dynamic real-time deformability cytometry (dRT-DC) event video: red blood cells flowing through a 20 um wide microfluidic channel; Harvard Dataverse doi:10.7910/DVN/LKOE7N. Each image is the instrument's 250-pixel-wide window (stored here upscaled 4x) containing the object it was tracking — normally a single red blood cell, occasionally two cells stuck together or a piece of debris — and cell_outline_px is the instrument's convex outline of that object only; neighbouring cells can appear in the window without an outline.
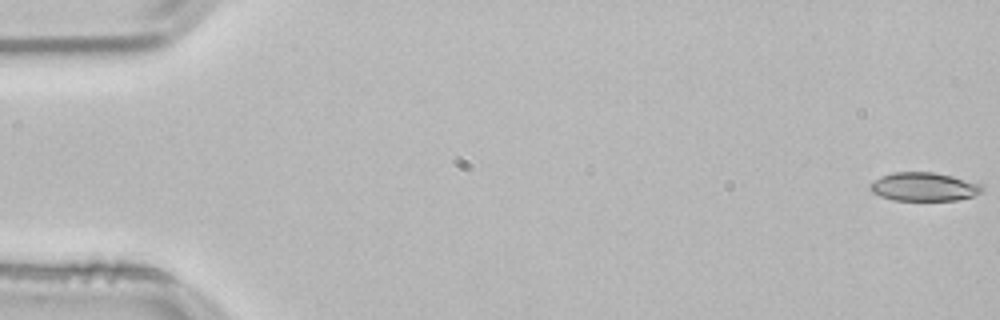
{"species": "common noctule bat (a hibernating species)", "species_latin": "Nyctalus noctula", "temperature_condition": "room temperature", "stored_images_in_passage": 54, "camera_frame_rate_fps": 3000, "um_per_image_px": 0.085, "animal": {"sex": "male", "body_mass_g": 21.5, "forearm_length_mm": 52.0}, "frame": {"image": 1, "passage_image": 1, "time_ms": 0.0, "image_size_px": [1000, 320], "cell_outline_px": [[984, 192], [972, 196], [956, 200], [892, 200], [880, 196], [872, 192], [868, 188], [868, 184], [880, 176], [892, 172], [932, 172], [952, 176], [980, 184], [984, 188]], "centroid_in_image_um": [78.49, 15.87], "position_along_channel_um": 6.5, "area_um2": 18.73}}
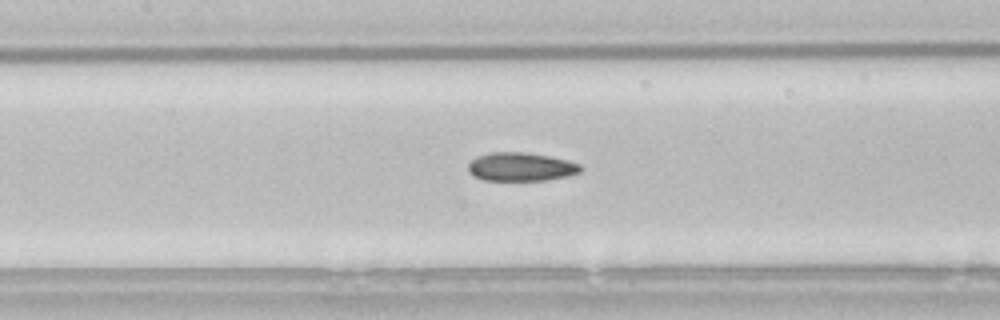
{"frame": {"image": 2, "passage_image": 25, "time_ms": 8.0, "image_size_px": [1000, 320], "cell_outline_px": [[580, 172], [568, 176], [548, 180], [484, 180], [472, 176], [468, 172], [468, 164], [472, 160], [488, 152], [524, 152], [548, 156], [568, 160], [580, 164]], "centroid_in_image_um": [44.26, 14.18], "position_along_channel_um": 163.1, "area_um2": 18.67}}
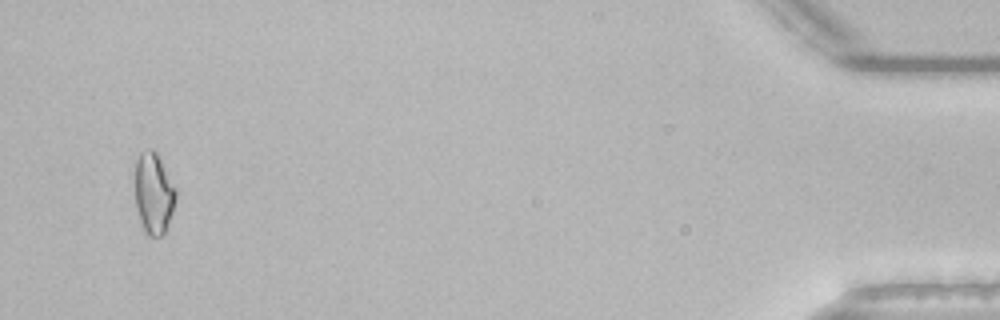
{"frame": {"image": 3, "passage_image": 52, "time_ms": 17.0, "image_size_px": [1000, 320], "cell_outline_px": [[176, 200], [168, 224], [164, 232], [160, 236], [148, 236], [144, 232], [136, 208], [136, 160], [140, 152], [148, 148], [152, 148], [156, 152], [176, 188]], "centroid_in_image_um": [13.06, 16.43], "position_along_channel_um": 422.1, "area_um2": 19.19}, "authors_computed_cell_mechanics": {"area_um2": 18.7272, "velocity_mm_per_s": 3.8145, "shape_relaxation_time_tau1_ms": 9.6818, "shape_relaxation_time_tau2_ms": 2.7546, "deformation_change_tau1": 0.1845, "deformation_change_tau2": 0.0952}}